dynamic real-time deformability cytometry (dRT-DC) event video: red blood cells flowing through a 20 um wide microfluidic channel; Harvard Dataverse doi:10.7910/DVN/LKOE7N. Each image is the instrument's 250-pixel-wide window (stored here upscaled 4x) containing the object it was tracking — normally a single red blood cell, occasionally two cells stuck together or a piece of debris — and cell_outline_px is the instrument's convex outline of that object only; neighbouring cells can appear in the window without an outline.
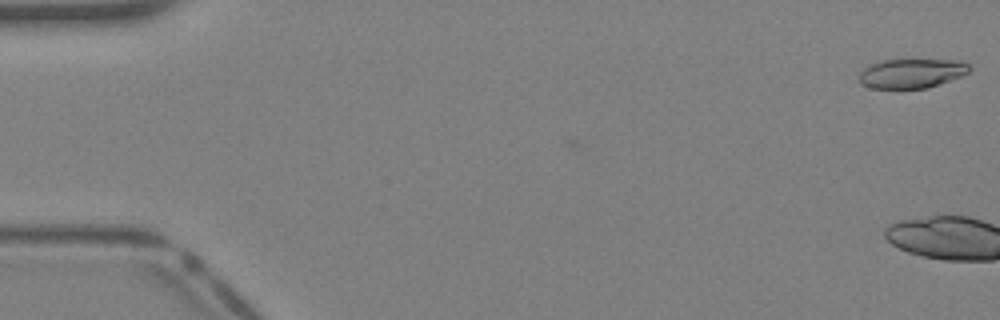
{"species": "Egyptian fruit bat (a non-hibernating species)", "species_latin": "Rousettus aegyptiacus", "temperature_condition": "warm", "stored_images_in_passage": 2, "camera_frame_rate_fps": 3000, "um_per_image_px": 0.085, "animal": {"sex": "female"}, "frame": {"image": 1, "passage_image": 2, "time_ms": 0.333, "image_size_px": [1000, 320], "cell_outline_px": [[972, 68], [964, 76], [928, 88], [872, 88], [864, 84], [860, 80], [860, 72], [864, 68], [872, 64], [884, 60], [960, 60], [968, 64]], "centroid_in_image_um": [77.56, 6.23], "position_along_channel_um": 7.4, "area_um2": 18.79}}